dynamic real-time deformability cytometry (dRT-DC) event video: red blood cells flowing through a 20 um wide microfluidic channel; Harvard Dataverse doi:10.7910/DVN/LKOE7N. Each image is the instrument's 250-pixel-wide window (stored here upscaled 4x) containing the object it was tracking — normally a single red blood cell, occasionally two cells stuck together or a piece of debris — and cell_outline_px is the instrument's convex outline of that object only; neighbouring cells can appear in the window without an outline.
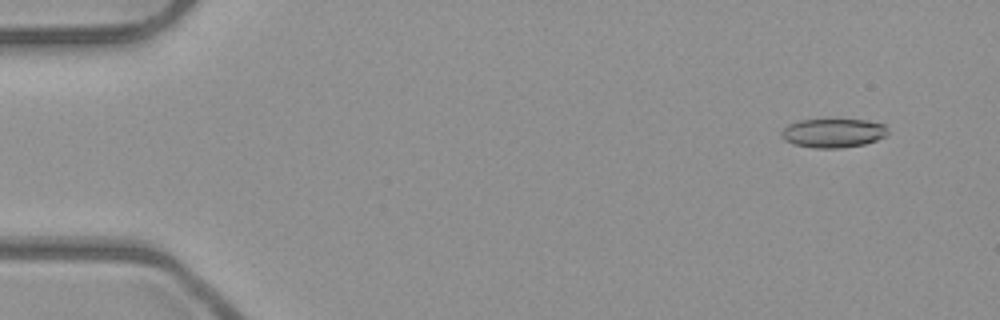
{"species": "common noctule bat (a hibernating species)", "species_latin": "Nyctalus noctula", "temperature_condition": "room temperature", "stored_images_in_passage": 53, "camera_frame_rate_fps": 3000, "um_per_image_px": 0.085, "animal": {"sex": "male", "body_mass_g": 23.1, "forearm_length_mm": 52.7}, "frame": {"image": 1, "passage_image": 5, "time_ms": 1.333, "image_size_px": [1000, 320], "cell_outline_px": [[888, 132], [884, 136], [876, 140], [864, 144], [840, 148], [816, 148], [792, 144], [784, 140], [780, 136], [780, 132], [788, 124], [800, 120], [864, 120], [884, 124], [888, 128]], "centroid_in_image_um": [70.78, 11.31], "position_along_channel_um": 14.2, "area_um2": 17.92}}
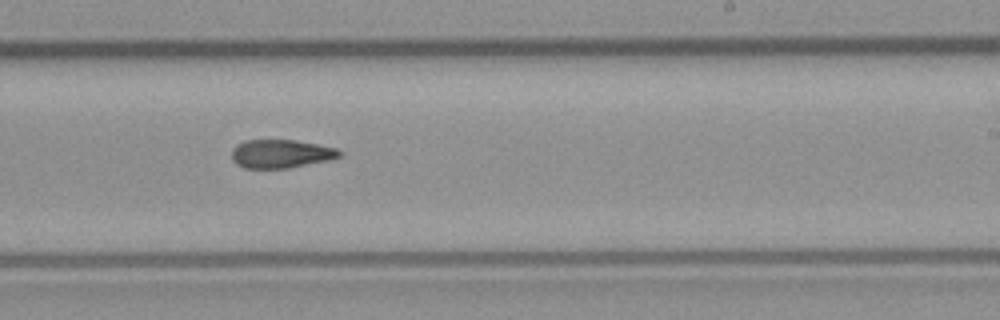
{"frame": {"image": 2, "passage_image": 33, "time_ms": 10.667, "image_size_px": [1000, 320], "cell_outline_px": [[340, 156], [328, 160], [288, 168], [244, 168], [236, 164], [232, 160], [232, 148], [236, 144], [244, 140], [296, 140], [336, 148], [340, 152]], "centroid_in_image_um": [23.82, 13.07], "position_along_channel_um": 265.2, "area_um2": 17.8}}
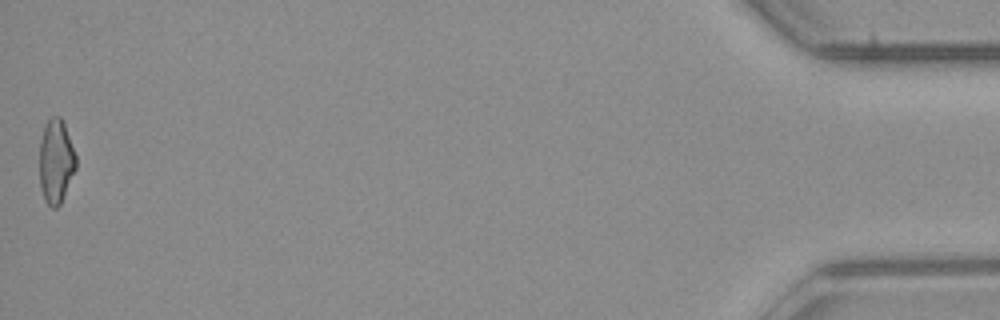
{"frame": {"image": 3, "passage_image": 53, "time_ms": 17.333, "image_size_px": [1000, 320], "cell_outline_px": [[76, 168], [60, 204], [56, 208], [52, 208], [44, 200], [40, 188], [40, 140], [44, 128], [48, 120], [52, 116], [60, 116], [64, 124], [76, 156]], "centroid_in_image_um": [4.75, 13.73], "position_along_channel_um": 430.5, "area_um2": 17.69}, "authors_computed_cell_mechanics": {"area_um2": 18.5538, "velocity_mm_per_s": 3.9987, "shape_relaxation_time_tau1_ms": null, "shape_relaxation_time_tau2_ms": 6.7899, "deformation_change_tau1": null, "deformation_change_tau2": 0.1692}}